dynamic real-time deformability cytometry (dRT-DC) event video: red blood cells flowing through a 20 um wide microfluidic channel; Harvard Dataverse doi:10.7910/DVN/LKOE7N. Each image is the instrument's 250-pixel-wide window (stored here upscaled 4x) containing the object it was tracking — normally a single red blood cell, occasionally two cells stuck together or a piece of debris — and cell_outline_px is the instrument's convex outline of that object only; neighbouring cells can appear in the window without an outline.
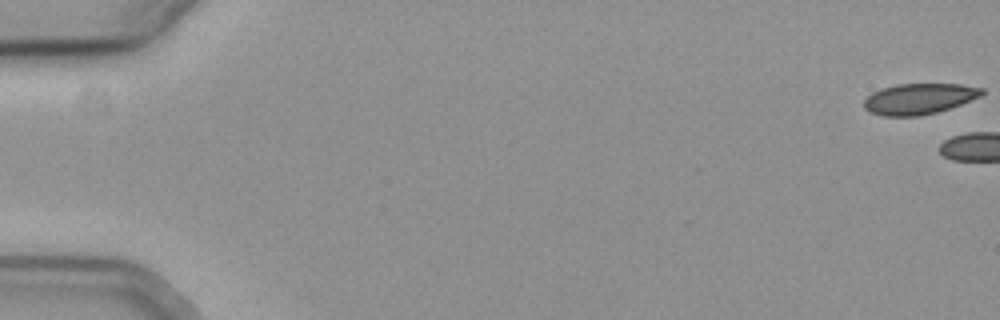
{"species": "common noctule bat (a hibernating species)", "species_latin": "Nyctalus noctula", "temperature_condition": "cold", "stored_images_in_passage": 4, "camera_frame_rate_fps": 3000, "um_per_image_px": 0.085, "animal": {"sex": "female", "body_mass_g": 19.3, "forearm_length_mm": 54.1}, "frame": {"image": 1, "passage_image": 1, "time_ms": 0.0, "image_size_px": [1000, 320], "cell_outline_px": [[984, 92], [980, 96], [960, 104], [936, 112], [920, 116], [884, 116], [872, 112], [864, 108], [864, 100], [872, 92], [896, 84], [960, 84], [984, 88]], "centroid_in_image_um": [78.12, 8.39], "position_along_channel_um": 6.9, "area_um2": 20.92}}